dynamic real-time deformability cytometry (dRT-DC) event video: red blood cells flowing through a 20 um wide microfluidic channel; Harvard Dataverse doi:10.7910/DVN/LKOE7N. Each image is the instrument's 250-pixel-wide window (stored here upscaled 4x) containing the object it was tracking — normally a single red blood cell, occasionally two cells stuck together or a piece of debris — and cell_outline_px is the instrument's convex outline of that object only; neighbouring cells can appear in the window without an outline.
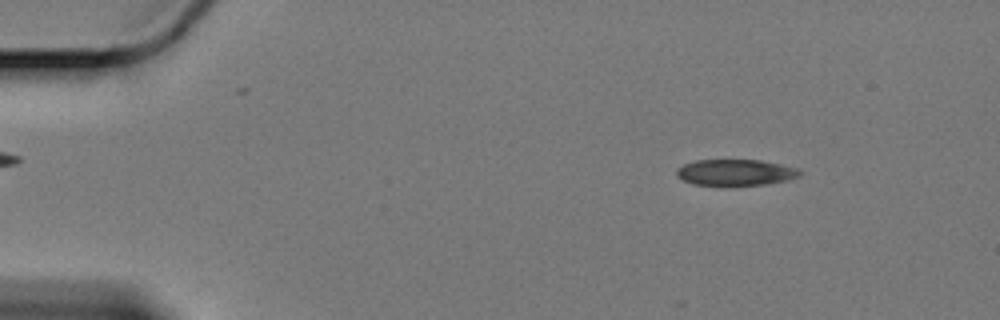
{"species": "Egyptian fruit bat (a non-hibernating species)", "species_latin": "Rousettus aegyptiacus", "temperature_condition": "cold", "stored_images_in_passage": 59, "camera_frame_rate_fps": 3000, "um_per_image_px": 0.085, "animal": {"sex": "female"}, "frame": {"image": 1, "passage_image": 7, "time_ms": 2.0, "image_size_px": [1000, 320], "cell_outline_px": [[804, 172], [800, 176], [788, 180], [768, 184], [692, 184], [676, 176], [676, 168], [684, 164], [696, 160], [760, 160], [800, 168]], "centroid_in_image_um": [62.57, 14.64], "position_along_channel_um": 22.4, "area_um2": 18.67}}
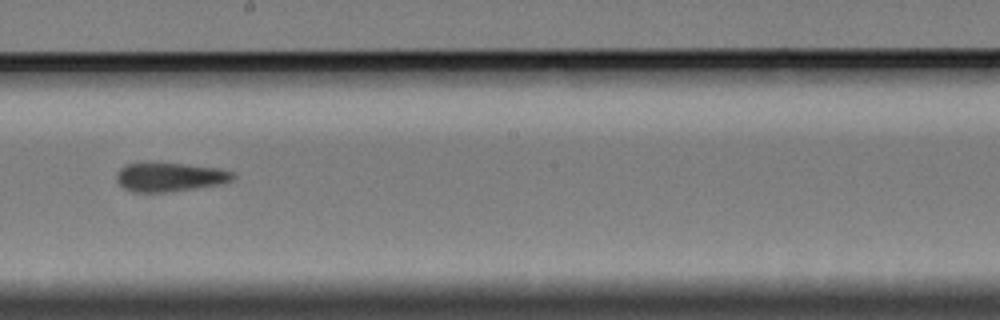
{"frame": {"image": 2, "passage_image": 33, "time_ms": 10.667, "image_size_px": [1000, 320], "cell_outline_px": [[236, 176], [232, 180], [220, 184], [196, 188], [168, 192], [132, 192], [124, 188], [116, 180], [116, 172], [124, 164], [184, 164], [220, 168], [232, 172]], "centroid_in_image_um": [14.43, 15.06], "position_along_channel_um": 233.8, "area_um2": 19.42}}
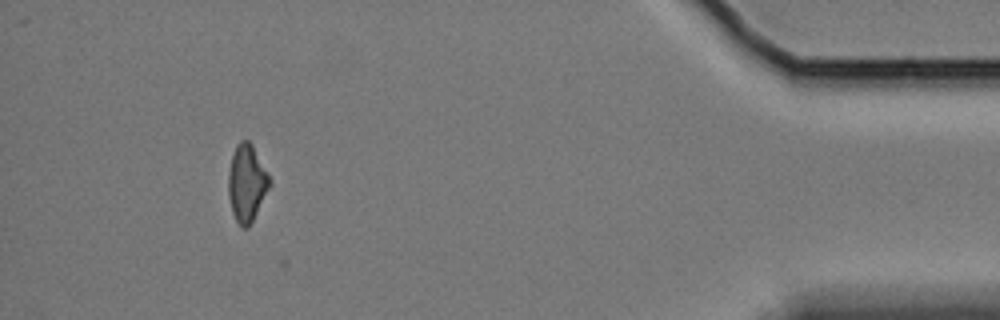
{"frame": {"image": 3, "passage_image": 54, "time_ms": 17.667, "image_size_px": [1000, 320], "cell_outline_px": [[272, 184], [248, 228], [240, 228], [232, 212], [228, 196], [228, 172], [232, 156], [236, 144], [240, 140], [248, 140], [252, 144], [272, 180]], "centroid_in_image_um": [20.98, 15.56], "position_along_channel_um": 414.2, "area_um2": 18.73}}